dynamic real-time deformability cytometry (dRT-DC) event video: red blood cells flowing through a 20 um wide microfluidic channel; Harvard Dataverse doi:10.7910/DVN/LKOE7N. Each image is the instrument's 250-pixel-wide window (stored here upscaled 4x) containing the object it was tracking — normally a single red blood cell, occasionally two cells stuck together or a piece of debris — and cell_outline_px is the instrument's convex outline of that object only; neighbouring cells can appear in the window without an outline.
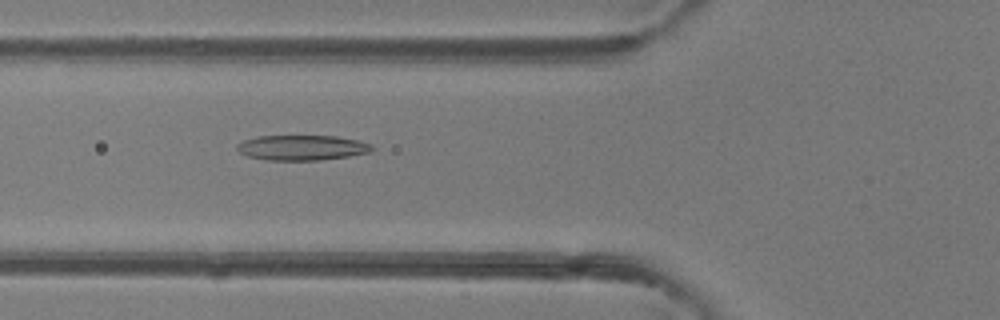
{"species": "common noctule bat (a hibernating species)", "species_latin": "Nyctalus noctula", "temperature_condition": "room temperature", "stored_images_in_passage": 48, "camera_frame_rate_fps": 3000, "um_per_image_px": 0.085, "animal": {"sex": "female"}, "frame": {"image": 1, "passage_image": 18, "time_ms": 5.667, "image_size_px": [1000, 320], "cell_outline_px": [[372, 148], [368, 152], [348, 156], [320, 160], [264, 160], [248, 156], [240, 152], [236, 148], [236, 144], [244, 140], [256, 136], [336, 136], [356, 140], [372, 144]], "centroid_in_image_um": [25.61, 12.55], "position_along_channel_um": 100.2, "area_um2": 19.65}}
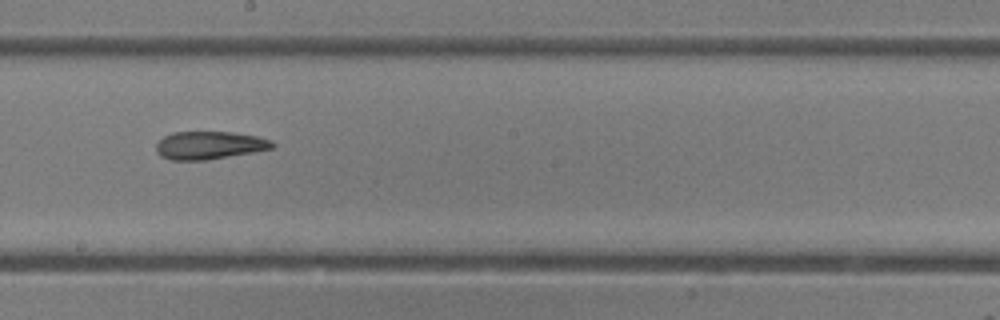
{"frame": {"image": 2, "passage_image": 27, "time_ms": 8.667, "image_size_px": [1000, 320], "cell_outline_px": [[276, 144], [272, 148], [252, 152], [208, 160], [168, 160], [160, 156], [156, 152], [156, 144], [164, 136], [172, 132], [232, 132], [256, 136], [272, 140]], "centroid_in_image_um": [17.77, 12.35], "position_along_channel_um": 230.4, "area_um2": 18.96}}
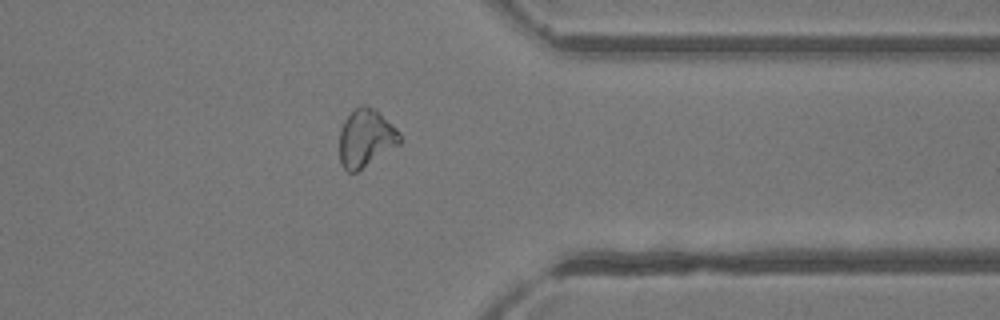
{"frame": {"image": 3, "passage_image": 38, "time_ms": 12.333, "image_size_px": [1000, 320], "cell_outline_px": [[404, 140], [400, 144], [356, 172], [348, 172], [340, 164], [340, 128], [344, 120], [360, 104], [368, 104], [376, 108], [400, 132]], "centroid_in_image_um": [31.12, 11.71], "position_along_channel_um": 380.3, "area_um2": 20.58}, "authors_computed_cell_mechanics": {"area_um2": 21.1837, "velocity_mm_per_s": 4.3263, "shape_relaxation_time_tau1_ms": null, "shape_relaxation_time_tau2_ms": 2.8108, "deformation_change_tau1": null, "deformation_change_tau2": 0.1112}}